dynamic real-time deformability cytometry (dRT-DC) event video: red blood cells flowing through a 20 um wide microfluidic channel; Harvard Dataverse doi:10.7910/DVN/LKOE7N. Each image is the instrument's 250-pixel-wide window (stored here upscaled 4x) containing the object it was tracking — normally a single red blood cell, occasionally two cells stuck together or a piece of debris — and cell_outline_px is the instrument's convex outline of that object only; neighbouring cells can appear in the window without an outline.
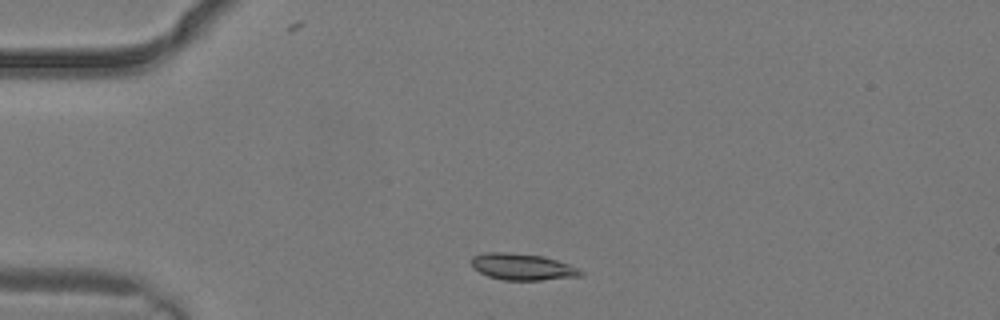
{"species": "common noctule bat (a hibernating species)", "species_latin": "Nyctalus noctula", "temperature_condition": "warm", "stored_images_in_passage": 3, "camera_frame_rate_fps": 3000, "um_per_image_px": 0.085, "animal": {"sex": "male", "body_mass_g": 19.2, "forearm_length_mm": 51.8}, "frame": {"image": 1, "passage_image": 2, "time_ms": 0.333, "image_size_px": [1000, 320], "cell_outline_px": [[584, 272], [580, 276], [540, 280], [504, 280], [488, 276], [472, 268], [472, 256], [484, 252], [508, 252], [544, 256], [580, 268]], "centroid_in_image_um": [44.39, 22.67], "position_along_channel_um": 40.6, "area_um2": 16.94}}